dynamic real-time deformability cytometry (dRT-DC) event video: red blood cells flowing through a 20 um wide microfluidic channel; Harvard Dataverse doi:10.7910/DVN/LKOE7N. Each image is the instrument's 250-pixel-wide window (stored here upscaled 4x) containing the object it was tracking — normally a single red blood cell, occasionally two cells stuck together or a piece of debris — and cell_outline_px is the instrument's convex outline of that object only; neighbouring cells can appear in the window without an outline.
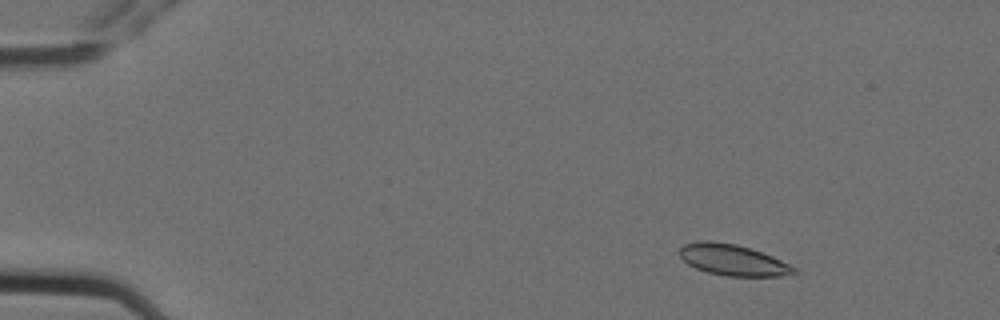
{"species": "Egyptian fruit bat (a non-hibernating species)", "species_latin": "Rousettus aegyptiacus", "temperature_condition": "cold", "stored_images_in_passage": 5, "segment_of_instrument_passage": [1, 2], "camera_frame_rate_fps": 3000, "um_per_image_px": 0.085, "animal": {"sex": "female"}, "frame": {"image": 1, "passage_image": 2, "time_ms": 0.333, "image_size_px": [1000, 320], "cell_outline_px": [[796, 272], [780, 276], [728, 276], [708, 272], [696, 268], [688, 264], [680, 256], [680, 248], [684, 244], [696, 240], [712, 240], [736, 244], [772, 256], [796, 268]], "centroid_in_image_um": [62.24, 22.08], "position_along_channel_um": 22.8, "area_um2": 20.52}}